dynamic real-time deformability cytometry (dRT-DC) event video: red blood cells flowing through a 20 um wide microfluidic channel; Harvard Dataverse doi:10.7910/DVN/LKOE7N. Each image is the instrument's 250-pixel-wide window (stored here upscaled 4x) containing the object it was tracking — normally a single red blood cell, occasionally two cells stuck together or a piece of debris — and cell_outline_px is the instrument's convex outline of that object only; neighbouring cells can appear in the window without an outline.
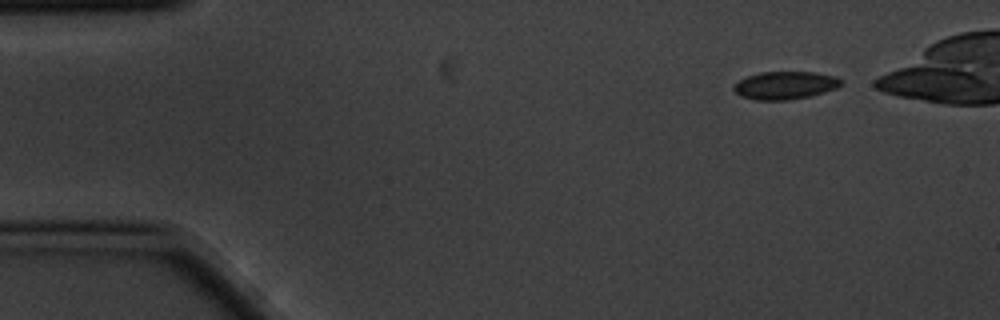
{"species": "common noctule bat (a hibernating species)", "species_latin": "Nyctalus noctula", "temperature_condition": "cold", "stored_images_in_passage": 6, "camera_frame_rate_fps": 3000, "um_per_image_px": 0.085, "animal": {"sex": "male", "body_mass_g": 20.1, "forearm_length_mm": 53.5}, "frame": {"image": 1, "passage_image": 1, "time_ms": 0.0, "image_size_px": [1000, 320], "cell_outline_px": [[844, 80], [836, 88], [824, 92], [808, 96], [788, 100], [756, 100], [740, 96], [732, 88], [740, 80], [748, 76], [760, 72], [816, 72], [836, 76]], "centroid_in_image_um": [66.75, 7.25], "position_along_channel_um": 18.3, "area_um2": 17.34}}